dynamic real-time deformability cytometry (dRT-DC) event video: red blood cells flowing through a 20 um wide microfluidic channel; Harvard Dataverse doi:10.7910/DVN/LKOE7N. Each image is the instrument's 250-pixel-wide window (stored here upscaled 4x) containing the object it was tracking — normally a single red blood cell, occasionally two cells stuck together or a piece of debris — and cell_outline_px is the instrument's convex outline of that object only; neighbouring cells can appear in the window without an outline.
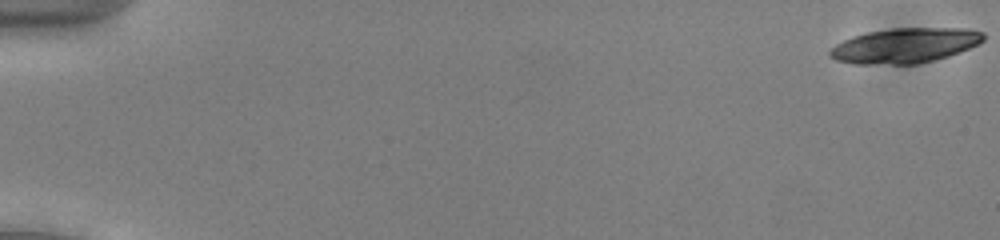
{"species": "common noctule bat (a hibernating species)", "species_latin": "Nyctalus noctula", "temperature_condition": "cold", "stored_images_in_passage": 20, "camera_frame_rate_fps": 3000, "um_per_image_px": 0.085, "animal": {"sex": "male", "body_mass_g": 13.0, "forearm_length_mm": 53.1}, "frame": {"image": 1, "passage_image": 1, "time_ms": 0.0, "image_size_px": [1000, 240], "cell_outline_px": [[984, 40], [960, 52], [948, 56], [916, 64], [852, 64], [836, 60], [828, 56], [828, 52], [836, 44], [852, 36], [868, 32], [892, 28], [968, 28], [984, 32]], "centroid_in_image_um": [76.9, 3.87], "position_along_channel_um": 8.1, "area_um2": 31.27}}